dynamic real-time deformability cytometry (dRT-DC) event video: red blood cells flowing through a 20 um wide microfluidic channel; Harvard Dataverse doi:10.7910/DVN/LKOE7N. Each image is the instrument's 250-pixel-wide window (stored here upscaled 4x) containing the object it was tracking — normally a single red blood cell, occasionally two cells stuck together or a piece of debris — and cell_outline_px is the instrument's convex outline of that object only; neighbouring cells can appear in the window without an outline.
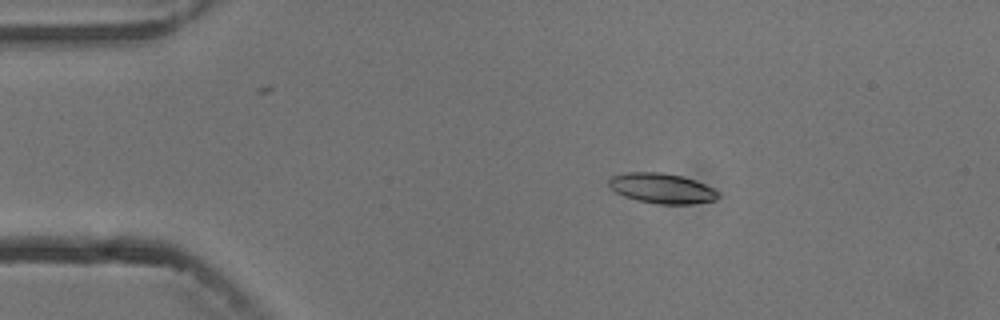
{"species": "common noctule bat (a hibernating species)", "species_latin": "Nyctalus noctula", "temperature_condition": "cold", "stored_images_in_passage": 4, "camera_frame_rate_fps": 3000, "um_per_image_px": 0.085, "animal": {"sex": "male", "body_mass_g": 13.3}, "frame": {"image": 1, "passage_image": 3, "time_ms": 2.333, "image_size_px": [1000, 320], "cell_outline_px": [[720, 196], [716, 200], [692, 204], [660, 204], [636, 200], [624, 196], [616, 192], [608, 184], [608, 180], [612, 176], [624, 172], [660, 172], [684, 176], [704, 184], [720, 192]], "centroid_in_image_um": [56.27, 16.0], "position_along_channel_um": 28.7, "area_um2": 19.31}}